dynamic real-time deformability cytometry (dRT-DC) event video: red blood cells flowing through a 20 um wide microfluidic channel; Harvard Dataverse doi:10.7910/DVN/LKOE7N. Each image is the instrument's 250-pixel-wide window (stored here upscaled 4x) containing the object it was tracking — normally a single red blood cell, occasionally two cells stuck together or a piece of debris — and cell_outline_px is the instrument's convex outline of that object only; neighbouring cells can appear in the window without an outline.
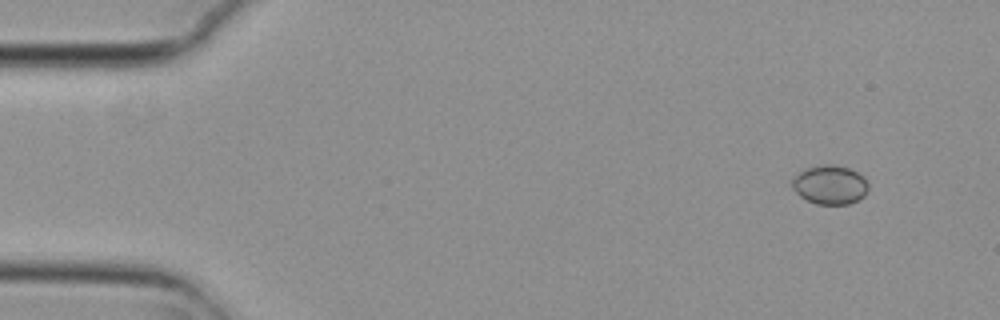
{"species": "common noctule bat (a hibernating species)", "species_latin": "Nyctalus noctula", "temperature_condition": "cold", "stored_images_in_passage": 4, "camera_frame_rate_fps": 3000, "um_per_image_px": 0.085, "animal": {"sex": "female", "body_mass_g": 29.2, "forearm_length_mm": 56.3}, "frame": {"image": 1, "passage_image": 1, "time_ms": 0.0, "image_size_px": [1000, 320], "cell_outline_px": [[868, 188], [864, 196], [848, 204], [816, 204], [800, 196], [792, 188], [792, 180], [804, 168], [824, 164], [832, 164], [848, 168], [864, 176], [868, 184]], "centroid_in_image_um": [70.54, 15.7], "position_along_channel_um": 14.5, "area_um2": 17.22}}
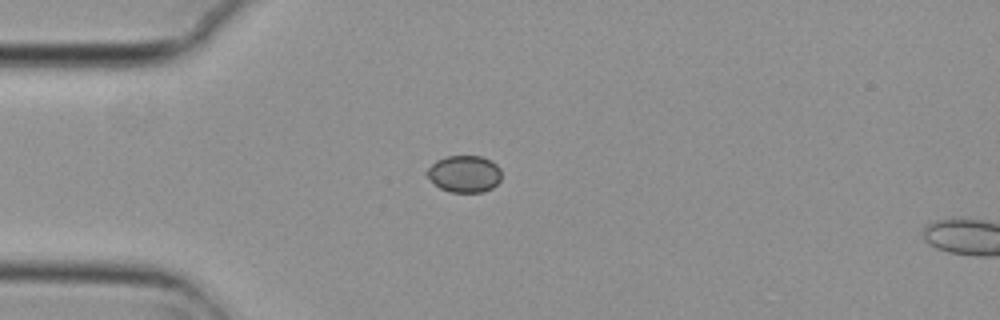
{"frame": {"image": 2, "passage_image": 3, "time_ms": 0.667, "image_size_px": [1000, 320], "cell_outline_px": [[500, 180], [492, 188], [484, 192], [448, 192], [440, 188], [424, 172], [436, 160], [448, 156], [480, 156], [492, 160], [500, 168]], "centroid_in_image_um": [39.48, 14.78], "position_along_channel_um": 45.5, "area_um2": 16.01}}